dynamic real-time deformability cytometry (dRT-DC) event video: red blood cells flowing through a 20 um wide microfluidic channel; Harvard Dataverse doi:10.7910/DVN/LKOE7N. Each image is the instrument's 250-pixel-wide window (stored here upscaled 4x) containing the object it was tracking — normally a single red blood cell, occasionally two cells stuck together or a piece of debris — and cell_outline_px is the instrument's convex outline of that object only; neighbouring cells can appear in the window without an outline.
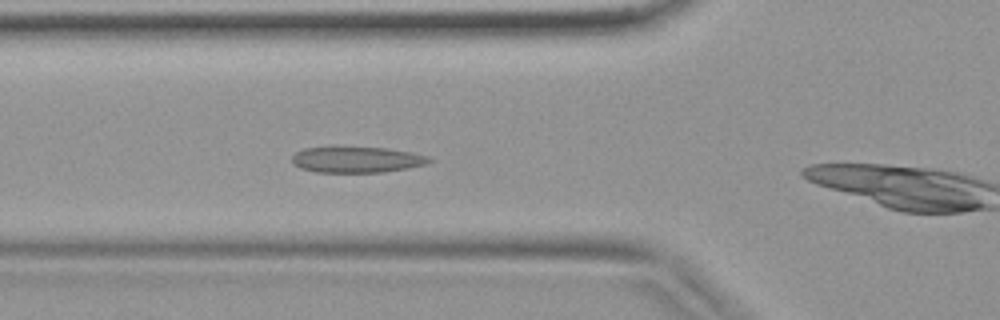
{"species": "common noctule bat (a hibernating species)", "species_latin": "Nyctalus noctula", "temperature_condition": "warm", "stored_images_in_passage": 7, "camera_frame_rate_fps": 3000, "um_per_image_px": 0.085, "animal": {"sex": "female", "body_mass_g": 19.9}, "frame": {"image": 1, "passage_image": 6, "time_ms": 1.667, "image_size_px": [1000, 320], "cell_outline_px": [[436, 160], [428, 164], [408, 168], [384, 172], [316, 172], [300, 168], [292, 164], [292, 156], [296, 152], [304, 148], [328, 144], [336, 144], [388, 148], [412, 152], [432, 156]], "centroid_in_image_um": [30.33, 13.51], "position_along_channel_um": 95.5, "area_um2": 22.14}}